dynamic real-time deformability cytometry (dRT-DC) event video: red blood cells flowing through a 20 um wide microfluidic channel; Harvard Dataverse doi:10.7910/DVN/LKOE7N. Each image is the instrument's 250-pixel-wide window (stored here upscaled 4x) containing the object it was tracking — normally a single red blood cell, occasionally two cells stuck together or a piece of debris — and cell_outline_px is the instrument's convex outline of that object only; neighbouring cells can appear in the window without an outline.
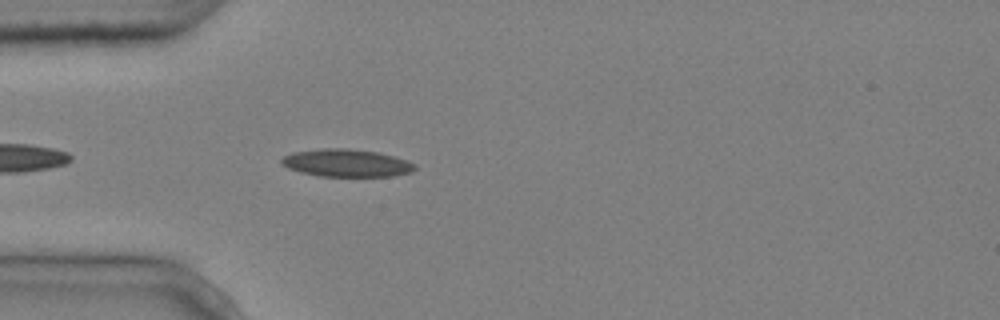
{"species": "common noctule bat (a hibernating species)", "species_latin": "Nyctalus noctula", "temperature_condition": "cold", "stored_images_in_passage": 5, "camera_frame_rate_fps": 3000, "um_per_image_px": 0.085, "animal": {"sex": "male", "body_mass_g": 20.4}, "frame": {"image": 1, "passage_image": 5, "time_ms": 1.333, "image_size_px": [1000, 320], "cell_outline_px": [[416, 168], [412, 172], [392, 176], [320, 176], [300, 172], [288, 168], [280, 164], [280, 160], [284, 156], [292, 152], [324, 148], [348, 148], [376, 152], [408, 160], [416, 164]], "centroid_in_image_um": [29.44, 13.85], "position_along_channel_um": 55.6, "area_um2": 21.5}}